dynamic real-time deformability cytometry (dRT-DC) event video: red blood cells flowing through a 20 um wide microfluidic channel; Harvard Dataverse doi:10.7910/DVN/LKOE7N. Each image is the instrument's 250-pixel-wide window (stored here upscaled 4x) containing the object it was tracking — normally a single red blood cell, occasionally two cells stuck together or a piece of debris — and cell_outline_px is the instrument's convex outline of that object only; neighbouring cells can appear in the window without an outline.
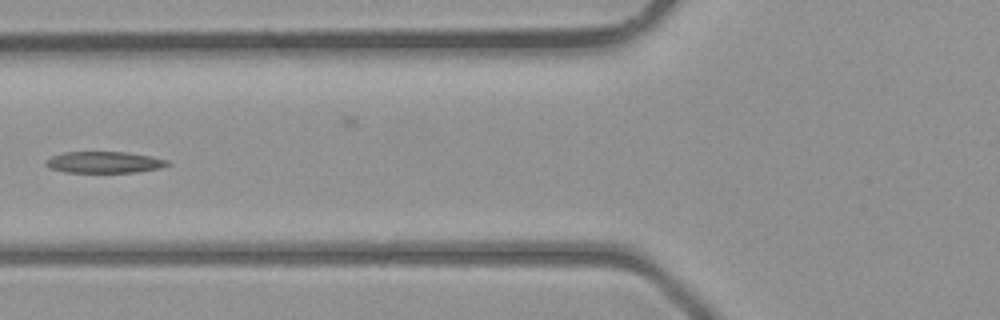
{"species": "common noctule bat (a hibernating species)", "species_latin": "Nyctalus noctula", "temperature_condition": "room temperature", "stored_images_in_passage": 4, "camera_frame_rate_fps": 3000, "um_per_image_px": 0.085, "animal": {"sex": "male", "body_mass_g": 23.1, "forearm_length_mm": 52.7}, "frame": {"image": 1, "passage_image": 4, "time_ms": 3.333, "image_size_px": [1000, 320], "cell_outline_px": [[172, 164], [160, 168], [136, 172], [64, 172], [48, 168], [44, 164], [44, 160], [52, 156], [64, 152], [128, 152], [152, 156], [168, 160]], "centroid_in_image_um": [8.85, 13.79], "position_along_channel_um": 116.9, "area_um2": 15.37}}